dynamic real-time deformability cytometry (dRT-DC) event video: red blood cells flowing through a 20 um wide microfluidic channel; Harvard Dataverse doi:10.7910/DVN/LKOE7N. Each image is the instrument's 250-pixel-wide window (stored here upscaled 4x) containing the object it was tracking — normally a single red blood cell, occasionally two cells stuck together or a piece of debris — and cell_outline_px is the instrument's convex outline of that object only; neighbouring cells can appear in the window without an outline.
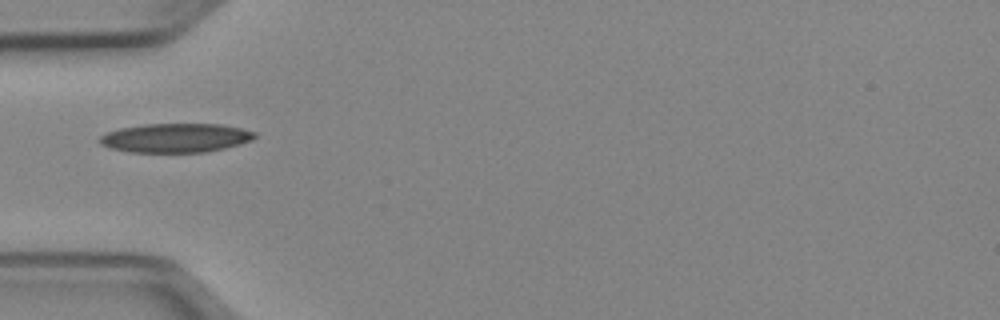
{"species": "Egyptian fruit bat (a non-hibernating species)", "species_latin": "Rousettus aegyptiacus", "temperature_condition": "cold", "stored_images_in_passage": 35, "camera_frame_rate_fps": 3000, "um_per_image_px": 0.085, "animal": {"sex": "female"}, "frame": {"image": 1, "passage_image": 1, "time_ms": 0.0, "image_size_px": [1000, 320], "cell_outline_px": [[256, 136], [252, 140], [240, 144], [224, 148], [204, 152], [128, 152], [108, 148], [100, 144], [96, 140], [100, 136], [108, 132], [120, 128], [144, 124], [220, 124], [240, 128], [256, 132]], "centroid_in_image_um": [14.89, 11.72], "position_along_channel_um": 70.1, "area_um2": 26.36}}
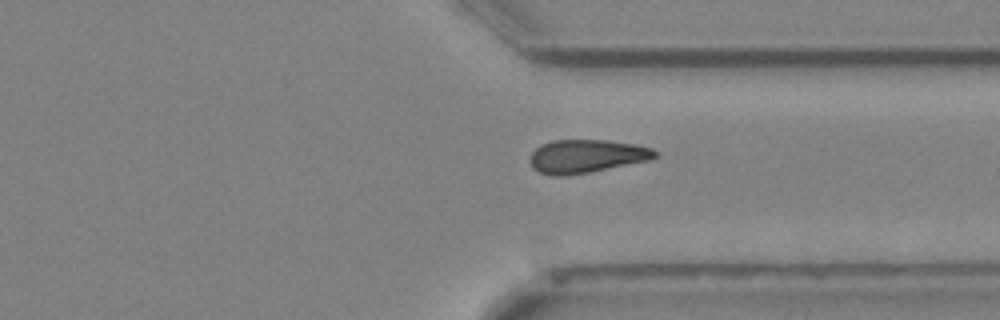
{"frame": {"image": 2, "passage_image": 23, "time_ms": 7.333, "image_size_px": [1000, 320], "cell_outline_px": [[656, 156], [648, 160], [588, 172], [564, 176], [552, 176], [540, 172], [532, 168], [528, 160], [532, 152], [540, 144], [552, 140], [608, 140], [636, 144], [652, 148], [656, 152]], "centroid_in_image_um": [49.78, 13.27], "position_along_channel_um": 361.6, "area_um2": 24.22}}
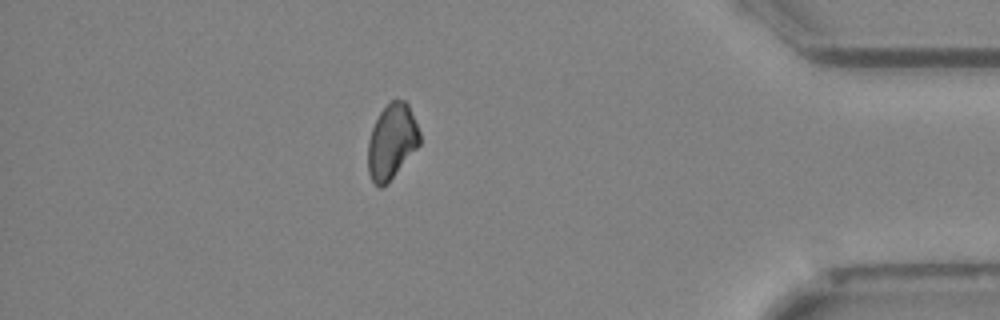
{"frame": {"image": 3, "passage_image": 29, "time_ms": 9.333, "image_size_px": [1000, 320], "cell_outline_px": [[420, 144], [392, 176], [380, 188], [372, 180], [368, 172], [368, 140], [372, 128], [380, 112], [392, 100], [404, 100], [408, 104], [420, 132]], "centroid_in_image_um": [33.29, 11.99], "position_along_channel_um": 401.9, "area_um2": 22.02}}